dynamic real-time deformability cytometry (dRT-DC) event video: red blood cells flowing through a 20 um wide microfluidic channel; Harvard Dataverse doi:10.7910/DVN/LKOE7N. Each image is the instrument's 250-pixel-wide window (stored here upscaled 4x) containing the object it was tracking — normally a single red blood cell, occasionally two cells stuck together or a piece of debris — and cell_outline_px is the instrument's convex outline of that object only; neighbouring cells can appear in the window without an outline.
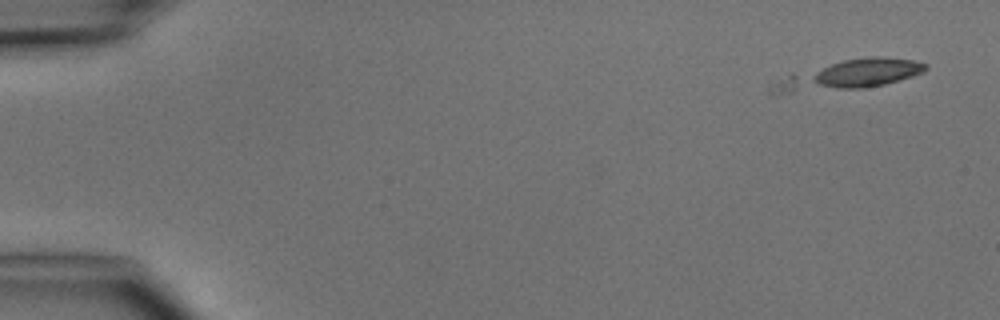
{"species": "common noctule bat (a hibernating species)", "species_latin": "Nyctalus noctula", "temperature_condition": "cold", "stored_images_in_passage": 5, "camera_frame_rate_fps": 3000, "um_per_image_px": 0.085, "animal": {"sex": "male", "body_mass_g": 15.6}, "frame": {"image": 1, "passage_image": 1, "time_ms": 0.0, "image_size_px": [1000, 320], "cell_outline_px": [[928, 68], [924, 72], [900, 80], [884, 84], [864, 88], [768, 96], [768, 84], [792, 72], [844, 60], [872, 56], [880, 56], [912, 60], [928, 64]], "centroid_in_image_um": [71.98, 6.41], "position_along_channel_um": 13.0, "area_um2": 27.05}}